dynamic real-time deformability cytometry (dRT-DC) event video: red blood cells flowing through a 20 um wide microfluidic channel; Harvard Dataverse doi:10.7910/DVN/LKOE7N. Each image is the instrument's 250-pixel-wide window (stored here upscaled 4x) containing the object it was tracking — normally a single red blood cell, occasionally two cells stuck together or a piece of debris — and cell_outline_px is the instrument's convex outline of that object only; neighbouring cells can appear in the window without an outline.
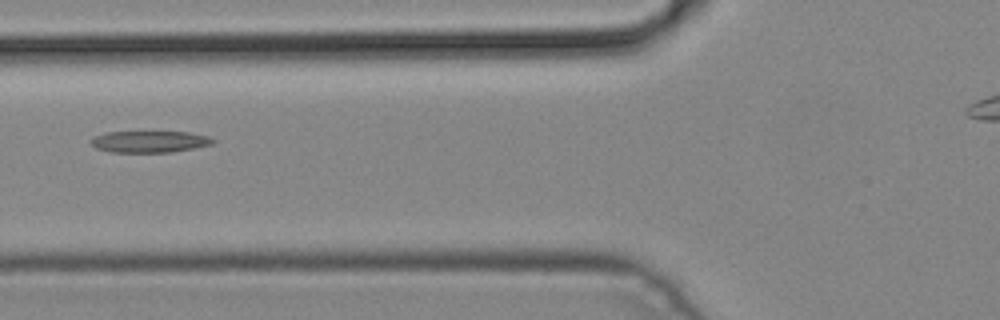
{"species": "common noctule bat (a hibernating species)", "species_latin": "Nyctalus noctula", "temperature_condition": "cold", "stored_images_in_passage": 3, "camera_frame_rate_fps": 3000, "um_per_image_px": 0.085, "animal": {"sex": "male", "body_mass_g": 19.2, "forearm_length_mm": 51.8}, "frame": {"image": 1, "passage_image": 3, "time_ms": 0.667, "image_size_px": [1000, 320], "cell_outline_px": [[216, 140], [212, 144], [172, 152], [112, 152], [96, 148], [88, 140], [92, 136], [108, 132], [188, 132], [208, 136]], "centroid_in_image_um": [12.68, 12.03], "position_along_channel_um": 113.1, "area_um2": 15.32}}